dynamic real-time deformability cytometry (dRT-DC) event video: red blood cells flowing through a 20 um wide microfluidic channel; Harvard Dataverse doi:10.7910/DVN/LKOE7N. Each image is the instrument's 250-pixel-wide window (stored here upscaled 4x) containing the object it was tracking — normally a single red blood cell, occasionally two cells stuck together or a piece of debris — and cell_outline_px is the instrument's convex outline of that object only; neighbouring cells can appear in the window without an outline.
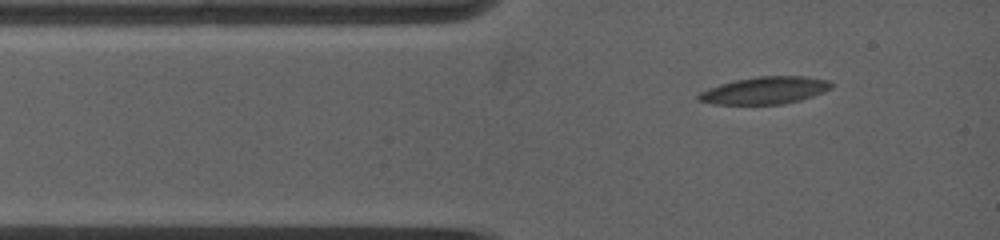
{"species": "common noctule bat (a hibernating species)", "species_latin": "Nyctalus noctula", "temperature_condition": "warm", "stored_images_in_passage": 5, "camera_frame_rate_fps": 5000, "um_per_image_px": 0.085, "animal": {"sex": "female", "body_mass_g": 19.0, "forearm_length_mm": 53.3}, "frame": {"image": 1, "passage_image": 1, "time_ms": 0.0, "image_size_px": [1000, 240], "cell_outline_px": [[836, 84], [832, 88], [824, 92], [800, 100], [784, 104], [712, 104], [696, 100], [696, 96], [700, 92], [708, 88], [720, 84], [736, 80], [760, 76], [808, 76], [828, 80]], "centroid_in_image_um": [65.04, 7.68], "position_along_channel_um": 20.0, "area_um2": 21.27}}
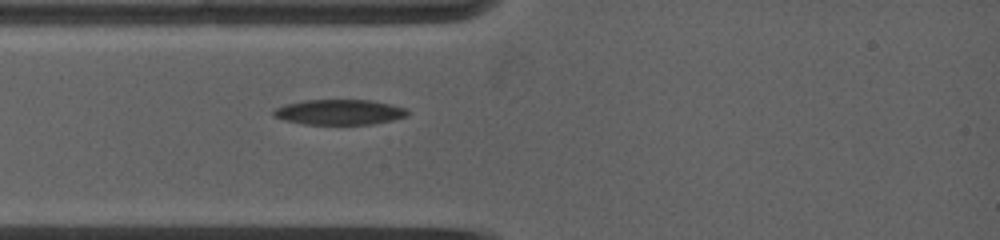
{"frame": {"image": 2, "passage_image": 5, "time_ms": 1.6, "image_size_px": [1000, 240], "cell_outline_px": [[408, 116], [392, 120], [372, 124], [304, 124], [284, 120], [272, 116], [272, 112], [276, 108], [284, 104], [304, 100], [372, 100], [408, 108]], "centroid_in_image_um": [28.85, 9.52], "position_along_channel_um": 56.2, "area_um2": 19.83}}